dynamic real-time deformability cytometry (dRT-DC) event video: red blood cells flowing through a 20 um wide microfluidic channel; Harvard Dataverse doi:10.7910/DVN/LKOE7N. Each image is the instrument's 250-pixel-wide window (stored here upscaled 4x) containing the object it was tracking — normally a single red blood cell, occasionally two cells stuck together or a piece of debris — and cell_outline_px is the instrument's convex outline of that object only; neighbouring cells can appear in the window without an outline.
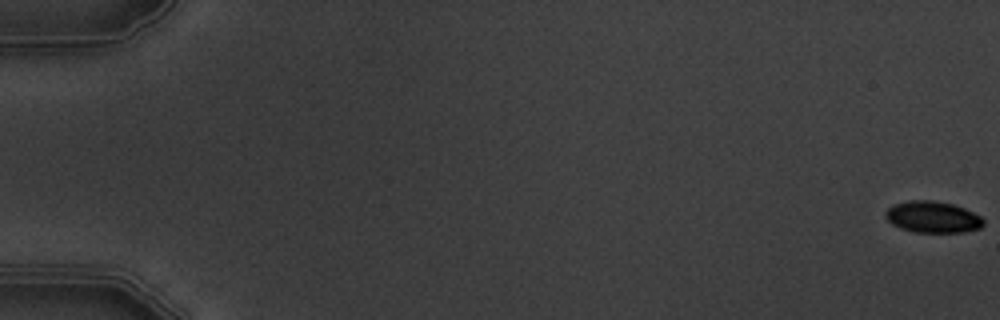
{"species": "common noctule bat (a hibernating species)", "species_latin": "Nyctalus noctula", "temperature_condition": "warm", "stored_images_in_passage": 6, "camera_frame_rate_fps": 3000, "um_per_image_px": 0.085, "animal": {"sex": "male", "body_mass_g": 19.5, "forearm_length_mm": 54.6}, "frame": {"image": 1, "passage_image": 1, "time_ms": 0.0, "image_size_px": [1000, 320], "cell_outline_px": [[984, 224], [980, 228], [964, 232], [912, 232], [900, 228], [892, 224], [884, 216], [884, 212], [892, 204], [908, 200], [932, 200], [952, 204], [964, 208], [980, 216], [984, 220]], "centroid_in_image_um": [79.24, 18.44], "position_along_channel_um": 5.8, "area_um2": 18.09}}